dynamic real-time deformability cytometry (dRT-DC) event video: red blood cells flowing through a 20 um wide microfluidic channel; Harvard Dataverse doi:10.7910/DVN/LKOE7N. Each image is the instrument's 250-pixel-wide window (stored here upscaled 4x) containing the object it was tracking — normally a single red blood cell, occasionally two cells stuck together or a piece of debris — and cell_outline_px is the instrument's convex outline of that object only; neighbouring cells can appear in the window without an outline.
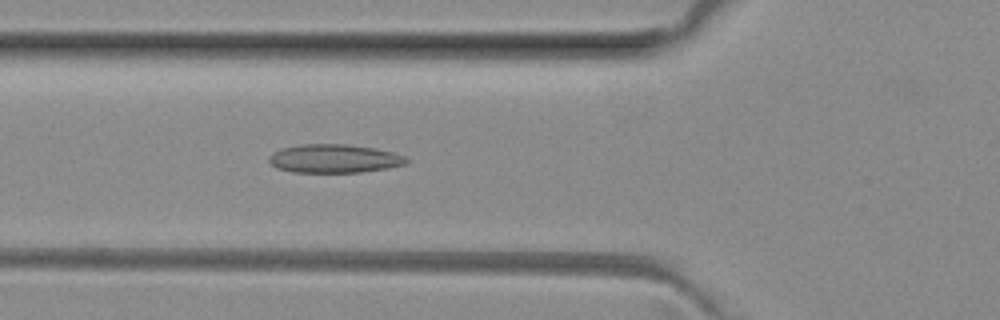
{"species": "common noctule bat (a hibernating species)", "species_latin": "Nyctalus noctula", "temperature_condition": "room temperature", "stored_images_in_passage": 50, "camera_frame_rate_fps": 3000, "um_per_image_px": 0.085, "animal": {"sex": "female", "body_mass_g": 29.2, "forearm_length_mm": 56.3}, "frame": {"image": 1, "passage_image": 18, "time_ms": 5.667, "image_size_px": [1000, 320], "cell_outline_px": [[408, 164], [388, 168], [360, 172], [292, 172], [276, 168], [268, 160], [268, 156], [272, 152], [284, 148], [300, 144], [344, 144], [376, 148], [408, 156]], "centroid_in_image_um": [28.43, 13.48], "position_along_channel_um": 97.4, "area_um2": 23.0}}
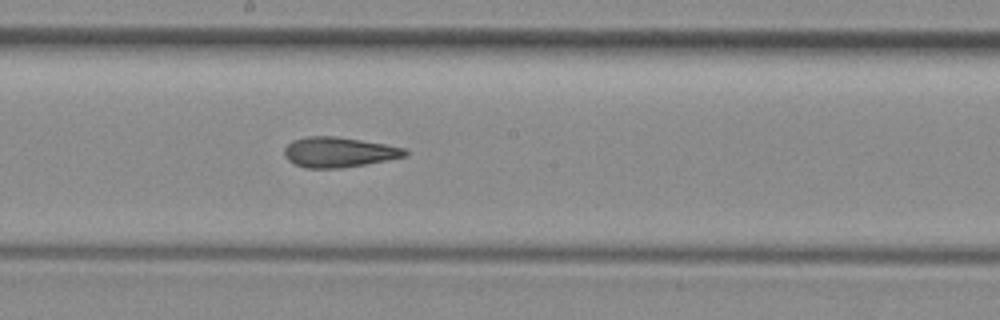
{"frame": {"image": 2, "passage_image": 27, "time_ms": 8.667, "image_size_px": [1000, 320], "cell_outline_px": [[408, 152], [404, 156], [364, 164], [340, 168], [304, 168], [288, 160], [284, 156], [284, 148], [292, 140], [308, 136], [332, 136], [360, 140], [384, 144], [404, 148]], "centroid_in_image_um": [28.72, 12.93], "position_along_channel_um": 219.5, "area_um2": 20.87}}
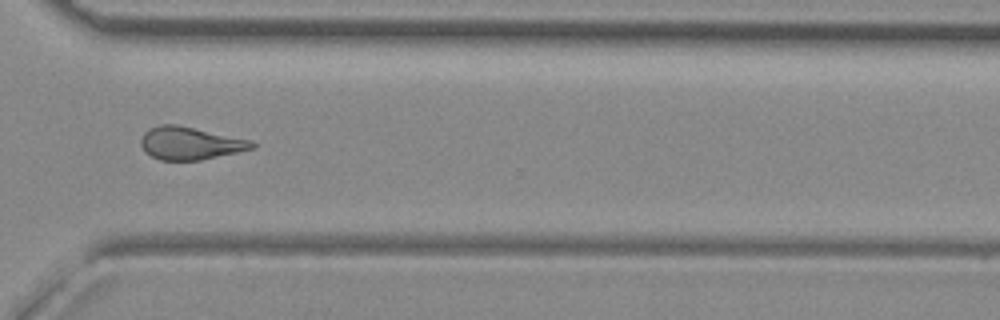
{"frame": {"image": 3, "passage_image": 37, "time_ms": 12.0, "image_size_px": [1000, 320], "cell_outline_px": [[256, 148], [200, 160], [160, 160], [144, 152], [140, 144], [140, 140], [144, 132], [148, 128], [160, 124], [176, 124], [252, 140], [256, 144]], "centroid_in_image_um": [16.14, 12.17], "position_along_channel_um": 354.5, "area_um2": 21.33}, "authors_computed_cell_mechanics": {"area_um2": 21.8195, "velocity_mm_per_s": 4.0563, "shape_relaxation_time_tau1_ms": null, "shape_relaxation_time_tau2_ms": 2.6948, "deformation_change_tau1": null, "deformation_change_tau2": 0.1023}}